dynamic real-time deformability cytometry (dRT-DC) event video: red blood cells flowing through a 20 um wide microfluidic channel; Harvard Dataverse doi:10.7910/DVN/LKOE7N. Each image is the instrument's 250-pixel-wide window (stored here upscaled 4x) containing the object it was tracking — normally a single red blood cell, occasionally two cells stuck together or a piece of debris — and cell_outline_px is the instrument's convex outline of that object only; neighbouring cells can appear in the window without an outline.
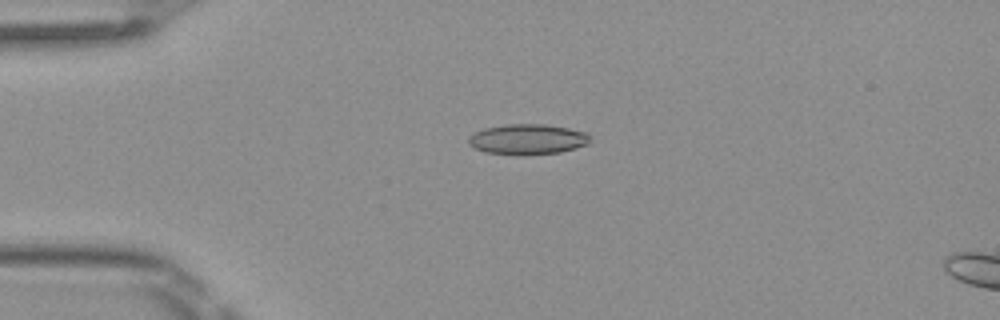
{"species": "Egyptian fruit bat (a non-hibernating species)", "species_latin": "Rousettus aegyptiacus", "temperature_condition": "room temperature", "stored_images_in_passage": 16, "camera_frame_rate_fps": 3000, "um_per_image_px": 0.085, "frame": {"image": 1, "passage_image": 12, "time_ms": 3.667, "image_size_px": [1000, 320], "cell_outline_px": [[588, 144], [576, 148], [560, 152], [524, 156], [516, 156], [484, 152], [468, 144], [468, 140], [476, 132], [484, 128], [504, 124], [544, 124], [568, 128], [588, 132]], "centroid_in_image_um": [44.84, 11.85], "position_along_channel_um": 40.2, "area_um2": 21.73}}